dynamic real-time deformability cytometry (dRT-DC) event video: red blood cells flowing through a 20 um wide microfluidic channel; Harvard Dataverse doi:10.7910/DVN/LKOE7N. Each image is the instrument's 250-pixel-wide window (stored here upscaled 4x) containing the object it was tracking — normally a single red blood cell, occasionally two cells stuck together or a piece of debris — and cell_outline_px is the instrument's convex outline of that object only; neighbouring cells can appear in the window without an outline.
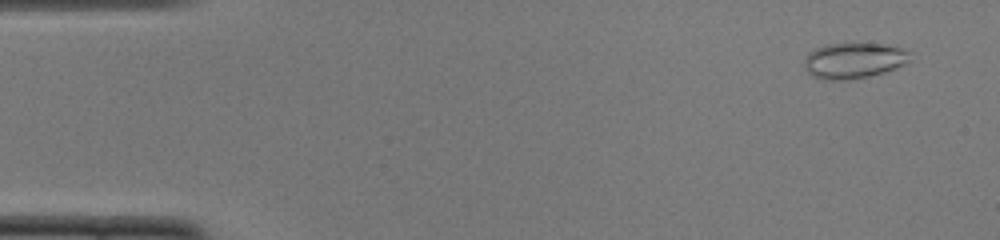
{"species": "common noctule bat (a hibernating species)", "species_latin": "Nyctalus noctula", "temperature_condition": "cold", "stored_images_in_passage": 13, "camera_frame_rate_fps": 3000, "um_per_image_px": 0.085, "animal": {"sex": "female", "body_mass_g": 22.0, "forearm_length_mm": 56.7}, "frame": {"image": 1, "passage_image": 3, "time_ms": 0.667, "image_size_px": [1000, 240], "cell_outline_px": [[912, 52], [908, 60], [904, 64], [896, 68], [884, 72], [868, 76], [844, 80], [828, 80], [812, 76], [804, 68], [804, 60], [808, 52], [816, 48], [828, 44], [880, 44], [904, 48]], "centroid_in_image_um": [72.56, 5.15], "position_along_channel_um": 12.4, "area_um2": 21.91}}